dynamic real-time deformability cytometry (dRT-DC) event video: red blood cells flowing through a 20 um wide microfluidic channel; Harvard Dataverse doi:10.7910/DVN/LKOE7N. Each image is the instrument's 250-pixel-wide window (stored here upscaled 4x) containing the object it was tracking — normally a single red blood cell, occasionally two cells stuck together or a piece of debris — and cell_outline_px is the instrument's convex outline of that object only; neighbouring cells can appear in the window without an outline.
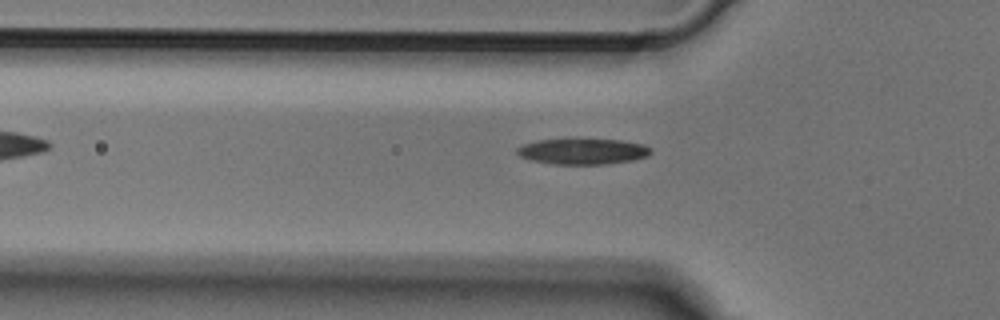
{"species": "Egyptian fruit bat (a non-hibernating species)", "species_latin": "Rousettus aegyptiacus", "temperature_condition": "cold", "stored_images_in_passage": 38, "camera_frame_rate_fps": 3000, "um_per_image_px": 0.085, "animal": {"sex": "male"}, "frame": {"image": 1, "passage_image": 3, "time_ms": 0.667, "image_size_px": [1000, 320], "cell_outline_px": [[652, 152], [648, 156], [632, 160], [604, 164], [552, 164], [532, 160], [520, 156], [516, 152], [516, 148], [524, 144], [540, 140], [568, 136], [620, 140], [644, 144], [652, 148]], "centroid_in_image_um": [49.53, 12.82], "position_along_channel_um": 76.3, "area_um2": 20.98}}
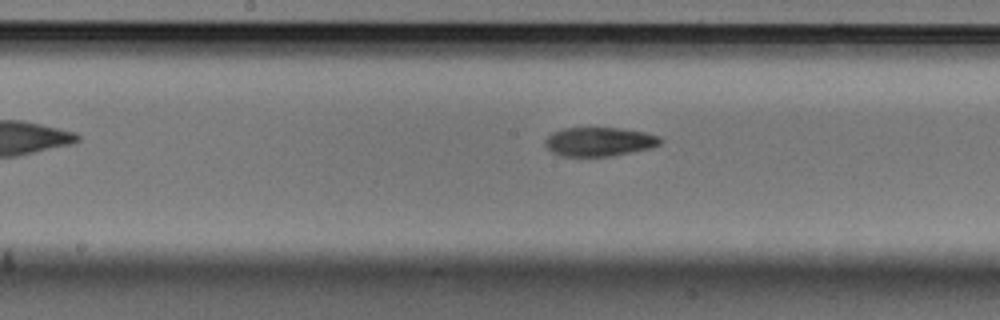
{"frame": {"image": 2, "passage_image": 12, "time_ms": 3.667, "image_size_px": [1000, 320], "cell_outline_px": [[660, 144], [652, 148], [612, 156], [560, 156], [552, 152], [544, 144], [544, 140], [552, 132], [564, 128], [620, 128], [644, 132], [660, 136]], "centroid_in_image_um": [50.92, 12.05], "position_along_channel_um": 197.3, "area_um2": 19.48}}
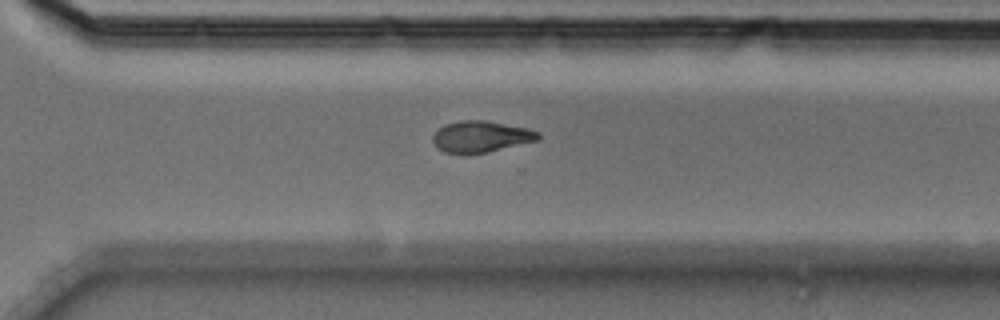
{"frame": {"image": 3, "passage_image": 22, "time_ms": 7.0, "image_size_px": [1000, 320], "cell_outline_px": [[540, 140], [488, 152], [468, 156], [460, 156], [444, 152], [436, 148], [432, 140], [432, 136], [444, 124], [460, 120], [484, 120], [528, 128], [540, 132]], "centroid_in_image_um": [40.86, 11.65], "position_along_channel_um": 329.7, "area_um2": 19.88}}